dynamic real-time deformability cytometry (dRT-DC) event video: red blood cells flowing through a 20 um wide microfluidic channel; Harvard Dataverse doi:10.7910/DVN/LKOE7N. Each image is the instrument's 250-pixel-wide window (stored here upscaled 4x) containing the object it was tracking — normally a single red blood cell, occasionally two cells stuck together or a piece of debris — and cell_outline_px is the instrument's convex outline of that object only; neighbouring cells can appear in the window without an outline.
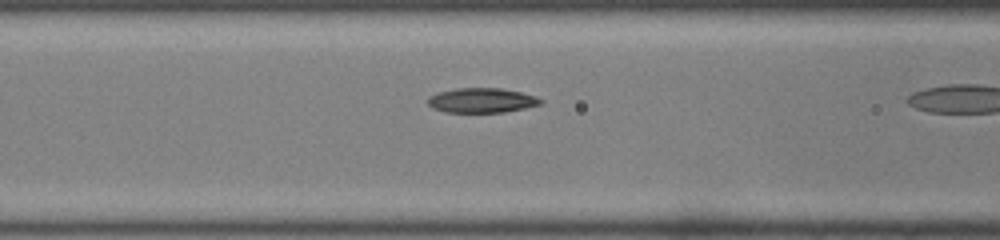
{"species": "common noctule bat (a hibernating species)", "species_latin": "Nyctalus noctula", "temperature_condition": "room temperature", "stored_images_in_passage": 24, "camera_frame_rate_fps": 3000, "um_per_image_px": 0.085, "animal": {"sex": "male", "body_mass_g": 19.0, "forearm_length_mm": 50.8}, "frame": {"image": 1, "passage_image": 11, "time_ms": 3.333, "image_size_px": [1000, 240], "cell_outline_px": [[544, 100], [540, 104], [524, 108], [504, 112], [444, 112], [432, 108], [428, 104], [428, 96], [440, 92], [456, 88], [500, 88], [520, 92], [536, 96]], "centroid_in_image_um": [40.93, 8.53], "position_along_channel_um": 125.7, "area_um2": 16.18}}
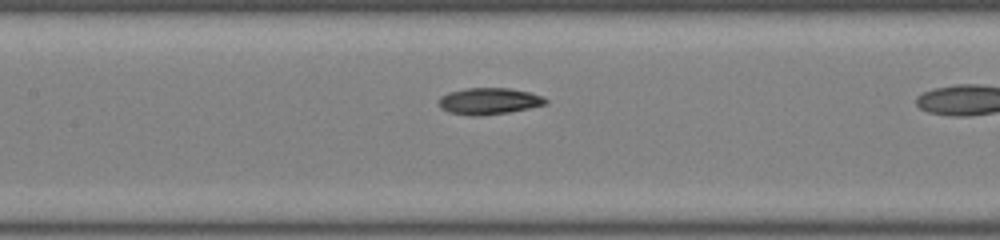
{"frame": {"image": 2, "passage_image": 14, "time_ms": 4.333, "image_size_px": [1000, 240], "cell_outline_px": [[548, 104], [508, 112], [480, 116], [468, 116], [448, 112], [440, 108], [436, 104], [440, 96], [448, 92], [464, 88], [508, 88], [528, 92], [540, 96], [548, 100]], "centroid_in_image_um": [41.48, 8.6], "position_along_channel_um": 165.9, "area_um2": 16.7}}
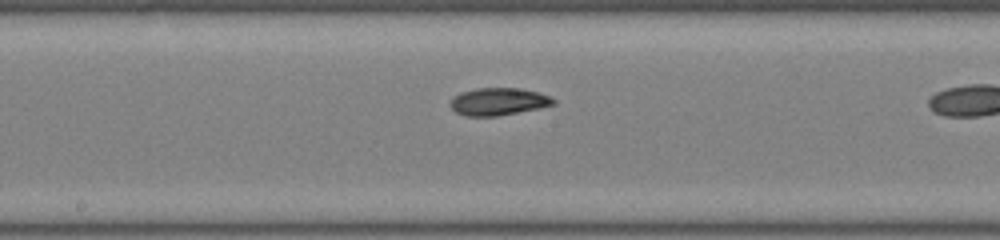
{"frame": {"image": 3, "passage_image": 17, "time_ms": 5.333, "image_size_px": [1000, 240], "cell_outline_px": [[556, 104], [540, 108], [496, 116], [464, 116], [456, 112], [448, 104], [452, 96], [460, 92], [476, 88], [520, 88], [540, 92], [556, 100]], "centroid_in_image_um": [42.34, 8.63], "position_along_channel_um": 205.9, "area_um2": 16.7}}